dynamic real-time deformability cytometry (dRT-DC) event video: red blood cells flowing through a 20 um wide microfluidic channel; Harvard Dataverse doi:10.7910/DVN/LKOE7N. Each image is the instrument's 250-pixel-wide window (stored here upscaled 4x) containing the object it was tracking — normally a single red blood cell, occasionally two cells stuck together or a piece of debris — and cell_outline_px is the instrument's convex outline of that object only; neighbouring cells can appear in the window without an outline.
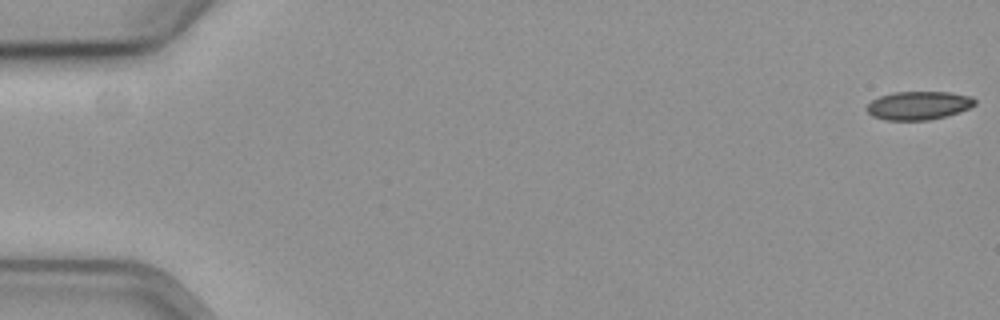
{"species": "common noctule bat (a hibernating species)", "species_latin": "Nyctalus noctula", "temperature_condition": "cold", "stored_images_in_passage": 58, "camera_frame_rate_fps": 3000, "um_per_image_px": 0.085, "animal": {"sex": "female", "body_mass_g": 19.3, "forearm_length_mm": 54.1}, "frame": {"image": 1, "passage_image": 1, "time_ms": 0.0, "image_size_px": [1000, 320], "cell_outline_px": [[976, 104], [968, 108], [944, 116], [928, 120], [888, 120], [872, 116], [864, 108], [872, 100], [880, 96], [892, 92], [948, 92], [972, 96], [976, 100]], "centroid_in_image_um": [78.05, 8.95], "position_along_channel_um": 7.0, "area_um2": 17.8}}
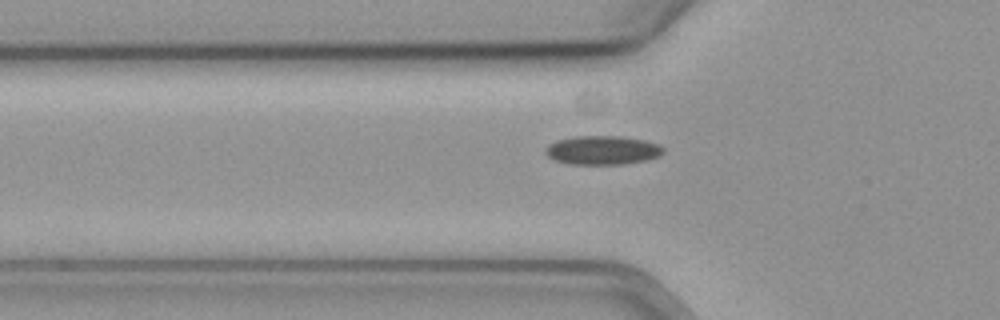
{"frame": {"image": 2, "passage_image": 20, "time_ms": 6.333, "image_size_px": [1000, 320], "cell_outline_px": [[664, 152], [660, 156], [644, 160], [624, 164], [568, 164], [556, 160], [548, 156], [544, 152], [544, 148], [548, 144], [556, 140], [572, 136], [620, 136], [644, 140], [660, 144], [664, 148]], "centroid_in_image_um": [51.19, 12.76], "position_along_channel_um": 74.6, "area_um2": 20.0}}
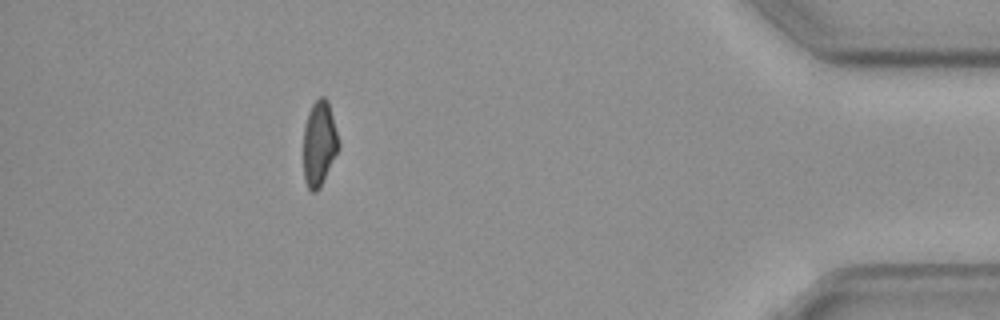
{"frame": {"image": 3, "passage_image": 52, "time_ms": 17.0, "image_size_px": [1000, 320], "cell_outline_px": [[340, 148], [320, 188], [316, 192], [312, 192], [308, 188], [304, 180], [304, 128], [308, 112], [312, 104], [320, 96], [324, 96], [328, 100], [340, 144]], "centroid_in_image_um": [27.14, 12.21], "position_along_channel_um": 408.1, "area_um2": 17.57}}